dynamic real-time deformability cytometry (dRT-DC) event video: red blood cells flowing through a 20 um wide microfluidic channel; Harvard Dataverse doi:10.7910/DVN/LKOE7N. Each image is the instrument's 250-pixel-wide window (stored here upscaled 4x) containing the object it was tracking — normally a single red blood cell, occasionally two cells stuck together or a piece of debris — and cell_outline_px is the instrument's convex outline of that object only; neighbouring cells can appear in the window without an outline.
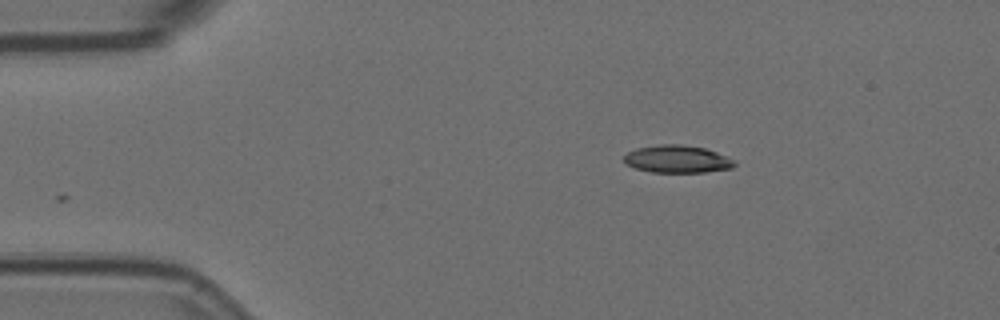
{"species": "Egyptian fruit bat (a non-hibernating species)", "species_latin": "Rousettus aegyptiacus", "temperature_condition": "room temperature", "stored_images_in_passage": 42, "camera_frame_rate_fps": 3000, "um_per_image_px": 0.085, "animal": {"sex": "female"}, "frame": {"image": 1, "passage_image": 1, "time_ms": 0.0, "image_size_px": [1000, 320], "cell_outline_px": [[736, 164], [732, 168], [704, 172], [652, 172], [636, 168], [628, 164], [624, 160], [624, 156], [628, 152], [636, 148], [660, 144], [680, 144], [704, 148], [716, 152], [736, 160]], "centroid_in_image_um": [57.59, 13.52], "position_along_channel_um": 27.4, "area_um2": 17.63}}
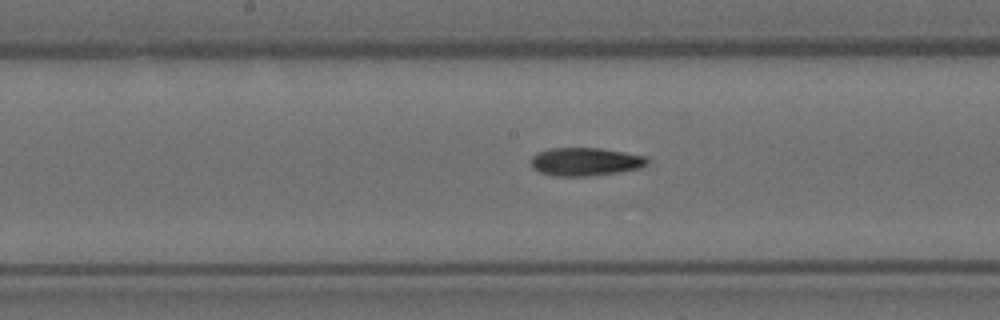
{"frame": {"image": 2, "passage_image": 20, "time_ms": 6.333, "image_size_px": [1000, 320], "cell_outline_px": [[648, 164], [640, 168], [620, 172], [588, 176], [552, 176], [540, 172], [532, 168], [532, 156], [540, 152], [552, 148], [600, 148], [624, 152], [644, 156], [648, 160]], "centroid_in_image_um": [49.76, 13.75], "position_along_channel_um": 198.4, "area_um2": 19.02}}
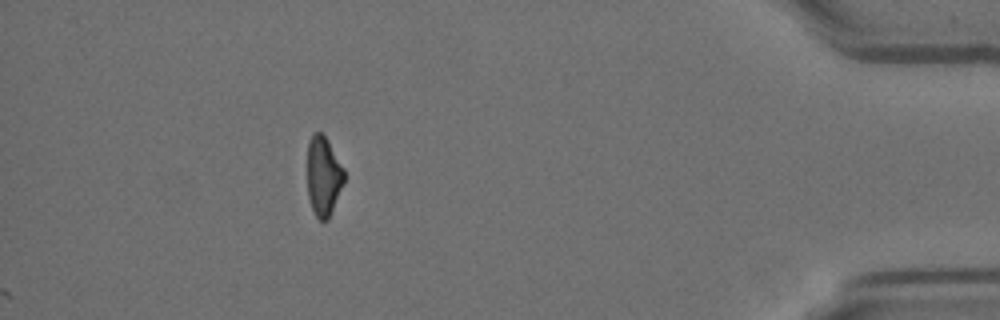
{"frame": {"image": 3, "passage_image": 42, "time_ms": 13.667, "image_size_px": [1000, 320], "cell_outline_px": [[344, 184], [328, 220], [320, 220], [316, 216], [312, 208], [308, 196], [308, 140], [312, 132], [320, 132], [324, 136], [344, 168]], "centroid_in_image_um": [27.49, 14.98], "position_along_channel_um": 407.7, "area_um2": 16.94}, "authors_computed_cell_mechanics": {"area_um2": 18.6983, "velocity_mm_per_s": 3.6085, "shape_relaxation_time_tau1_ms": null, "shape_relaxation_time_tau2_ms": 6.4921, "deformation_change_tau1": null, "deformation_change_tau2": 0.1451}}